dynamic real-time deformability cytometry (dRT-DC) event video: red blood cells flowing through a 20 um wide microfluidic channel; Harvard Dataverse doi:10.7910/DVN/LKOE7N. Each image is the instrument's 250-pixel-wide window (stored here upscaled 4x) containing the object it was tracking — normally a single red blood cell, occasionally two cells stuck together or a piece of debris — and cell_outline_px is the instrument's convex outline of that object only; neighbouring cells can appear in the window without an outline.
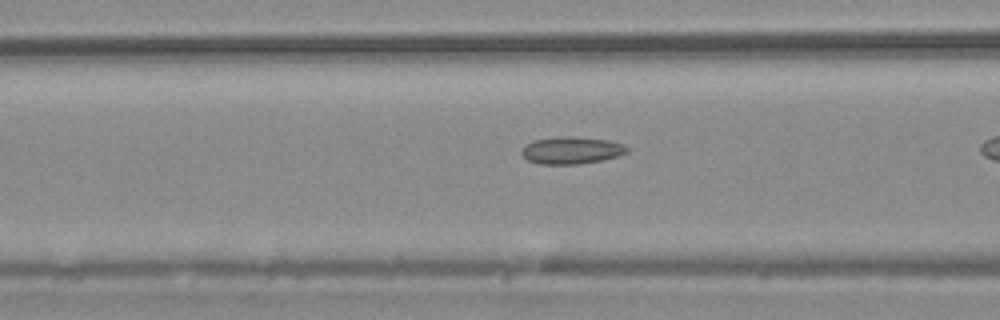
{"species": "common noctule bat (a hibernating species)", "species_latin": "Nyctalus noctula", "temperature_condition": "warm", "stored_images_in_passage": 37, "camera_frame_rate_fps": 3000, "um_per_image_px": 0.085, "animal": {"sex": "male", "body_mass_g": 20.4}, "frame": {"image": 1, "passage_image": 16, "time_ms": 5.0, "image_size_px": [1000, 320], "cell_outline_px": [[628, 152], [616, 156], [600, 160], [576, 164], [540, 164], [528, 160], [520, 152], [524, 144], [532, 140], [556, 136], [568, 136], [608, 140], [624, 144], [628, 148]], "centroid_in_image_um": [48.52, 12.76], "position_along_channel_um": 118.1, "area_um2": 16.7}}